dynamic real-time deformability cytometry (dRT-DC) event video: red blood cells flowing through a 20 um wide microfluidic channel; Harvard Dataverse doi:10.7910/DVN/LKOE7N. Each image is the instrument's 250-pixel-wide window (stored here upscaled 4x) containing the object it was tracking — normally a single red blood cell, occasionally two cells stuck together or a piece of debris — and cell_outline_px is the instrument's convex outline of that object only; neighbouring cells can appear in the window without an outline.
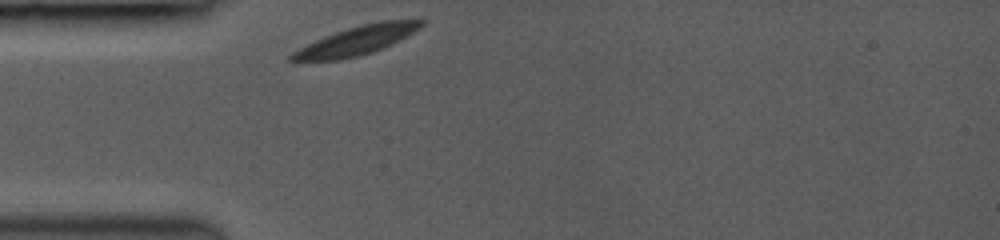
{"species": "common noctule bat (a hibernating species)", "species_latin": "Nyctalus noctula", "temperature_condition": "room temperature", "stored_images_in_passage": 13, "camera_frame_rate_fps": 3000, "um_per_image_px": 0.085, "animal": {"sex": "female", "body_mass_g": 19.0, "forearm_length_mm": 53.3}, "frame": {"image": 1, "passage_image": 1, "time_ms": 0.0, "image_size_px": [1000, 240], "cell_outline_px": [[424, 24], [420, 28], [392, 44], [384, 48], [372, 52], [340, 60], [288, 60], [288, 56], [292, 52], [324, 36], [348, 28], [380, 20], [424, 20]], "centroid_in_image_um": [30.33, 3.44], "position_along_channel_um": 54.7, "area_um2": 21.33}}
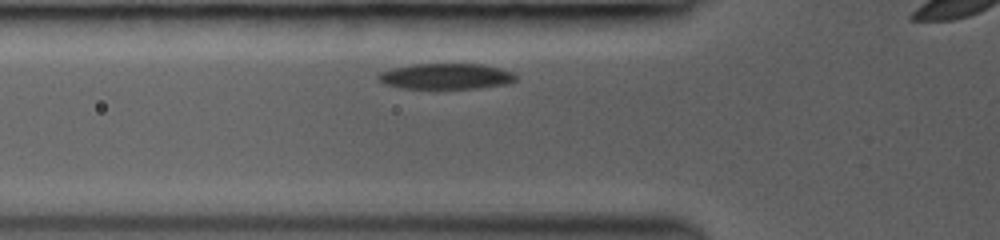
{"frame": {"image": 2, "passage_image": 5, "time_ms": 1.0, "image_size_px": [1000, 240], "cell_outline_px": [[516, 80], [512, 84], [480, 88], [400, 88], [384, 84], [376, 76], [380, 72], [392, 68], [412, 64], [484, 64], [500, 68], [512, 72], [516, 76]], "centroid_in_image_um": [37.95, 6.49], "position_along_channel_um": 87.9, "area_um2": 20.81}}
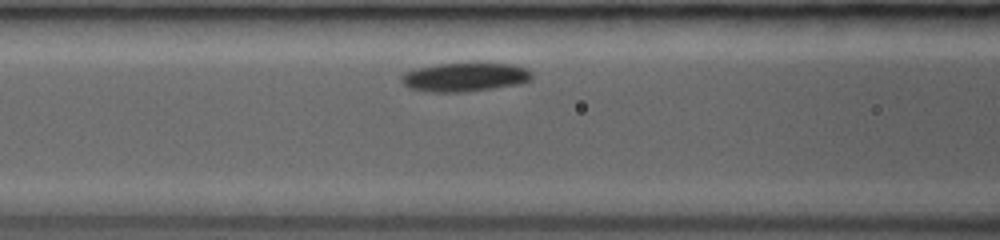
{"frame": {"image": 3, "passage_image": 10, "time_ms": 2.0, "image_size_px": [1000, 240], "cell_outline_px": [[532, 80], [520, 84], [464, 92], [428, 92], [408, 88], [400, 80], [400, 76], [404, 72], [416, 68], [440, 64], [472, 60], [480, 60], [512, 64], [524, 68], [532, 72]], "centroid_in_image_um": [39.53, 6.51], "position_along_channel_um": 127.1, "area_um2": 22.95}}